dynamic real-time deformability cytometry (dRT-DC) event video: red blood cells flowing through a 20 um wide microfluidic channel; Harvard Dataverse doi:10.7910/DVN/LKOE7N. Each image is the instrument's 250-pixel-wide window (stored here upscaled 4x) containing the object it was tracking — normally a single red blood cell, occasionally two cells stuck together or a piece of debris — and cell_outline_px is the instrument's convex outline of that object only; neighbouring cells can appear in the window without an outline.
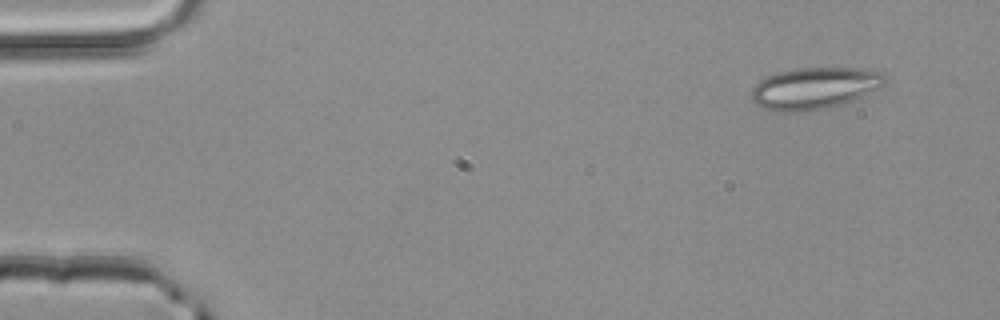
{"species": "common noctule bat (a hibernating species)", "species_latin": "Nyctalus noctula", "temperature_condition": "room temperature", "stored_images_in_passage": 2, "camera_frame_rate_fps": 3000, "um_per_image_px": 0.085, "animal": {"sex": "male", "body_mass_g": 20.4}, "frame": {"image": 1, "passage_image": 2, "time_ms": 0.333, "image_size_px": [1000, 320], "cell_outline_px": [[884, 84], [880, 88], [852, 100], [828, 108], [812, 112], [780, 112], [764, 108], [756, 104], [752, 100], [752, 88], [760, 80], [776, 72], [796, 68], [856, 68], [884, 72]], "centroid_in_image_um": [69.22, 7.51], "position_along_channel_um": 15.8, "area_um2": 32.54}}